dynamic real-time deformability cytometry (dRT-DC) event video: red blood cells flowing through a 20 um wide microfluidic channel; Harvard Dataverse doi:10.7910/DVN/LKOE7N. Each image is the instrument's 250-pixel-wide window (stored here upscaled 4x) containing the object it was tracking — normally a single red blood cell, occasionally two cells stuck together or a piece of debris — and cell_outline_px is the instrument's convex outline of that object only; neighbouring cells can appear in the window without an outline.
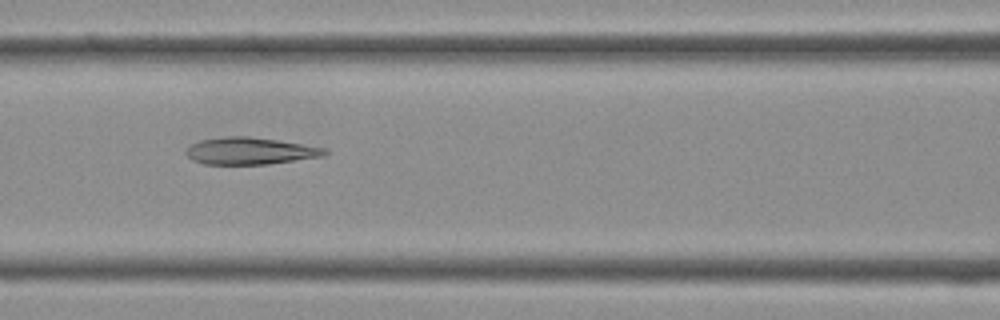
{"species": "Egyptian fruit bat (a non-hibernating species)", "species_latin": "Rousettus aegyptiacus", "temperature_condition": "cold", "stored_images_in_passage": 28, "camera_frame_rate_fps": 3000, "um_per_image_px": 0.085, "frame": {"image": 1, "passage_image": 10, "time_ms": 3.0, "image_size_px": [1000, 320], "cell_outline_px": [[328, 152], [324, 156], [268, 164], [204, 164], [192, 160], [184, 152], [192, 144], [200, 140], [224, 136], [248, 136], [276, 140], [328, 148]], "centroid_in_image_um": [21.26, 12.83], "position_along_channel_um": 145.3, "area_um2": 21.79}}
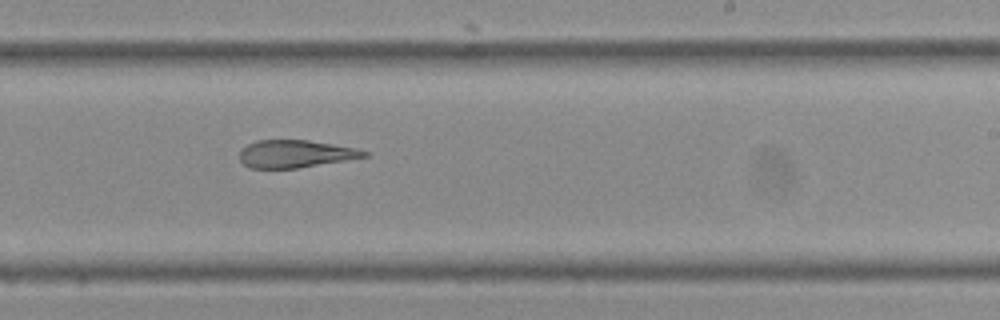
{"frame": {"image": 2, "passage_image": 17, "time_ms": 5.333, "image_size_px": [1000, 320], "cell_outline_px": [[368, 156], [296, 168], [248, 168], [240, 160], [240, 152], [248, 144], [256, 140], [308, 140], [356, 148], [368, 152]], "centroid_in_image_um": [25.08, 13.07], "position_along_channel_um": 263.9, "area_um2": 19.71}}
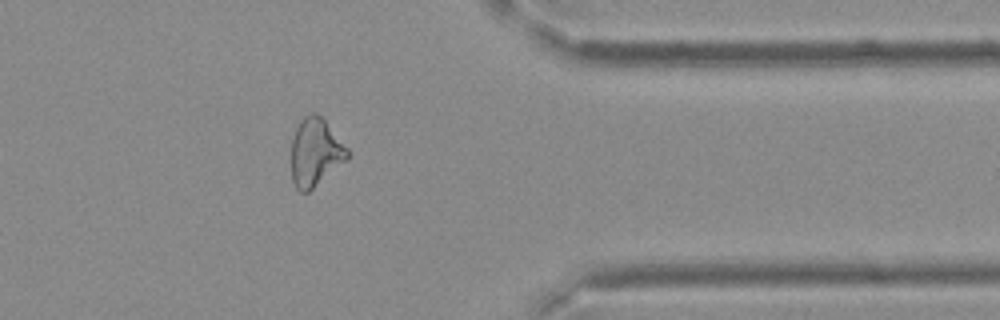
{"frame": {"image": 3, "passage_image": 25, "time_ms": 8.0, "image_size_px": [1000, 320], "cell_outline_px": [[352, 152], [344, 160], [308, 192], [300, 192], [296, 188], [292, 180], [292, 136], [300, 120], [304, 116], [312, 112], [316, 112], [324, 120]], "centroid_in_image_um": [26.78, 12.91], "position_along_channel_um": 384.6, "area_um2": 21.85}}